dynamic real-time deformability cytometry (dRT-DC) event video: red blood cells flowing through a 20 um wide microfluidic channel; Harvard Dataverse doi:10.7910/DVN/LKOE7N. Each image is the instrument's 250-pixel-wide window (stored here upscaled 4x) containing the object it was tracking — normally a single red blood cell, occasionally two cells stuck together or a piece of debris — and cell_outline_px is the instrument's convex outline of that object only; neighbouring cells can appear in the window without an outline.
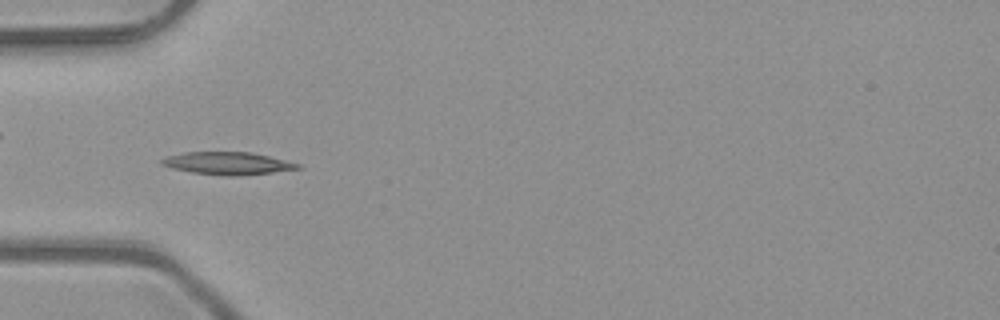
{"species": "common noctule bat (a hibernating species)", "species_latin": "Nyctalus noctula", "temperature_condition": "room temperature", "stored_images_in_passage": 5, "camera_frame_rate_fps": 3000, "um_per_image_px": 0.085, "animal": {"sex": "male", "body_mass_g": 23.1, "forearm_length_mm": 52.7}, "frame": {"image": 1, "passage_image": 2, "time_ms": 0.333, "image_size_px": [1000, 320], "cell_outline_px": [[304, 168], [272, 172], [232, 176], [228, 176], [192, 172], [172, 168], [160, 164], [160, 160], [168, 156], [184, 152], [252, 152], [300, 164]], "centroid_in_image_um": [19.34, 13.87], "position_along_channel_um": 65.7, "area_um2": 17.69}}
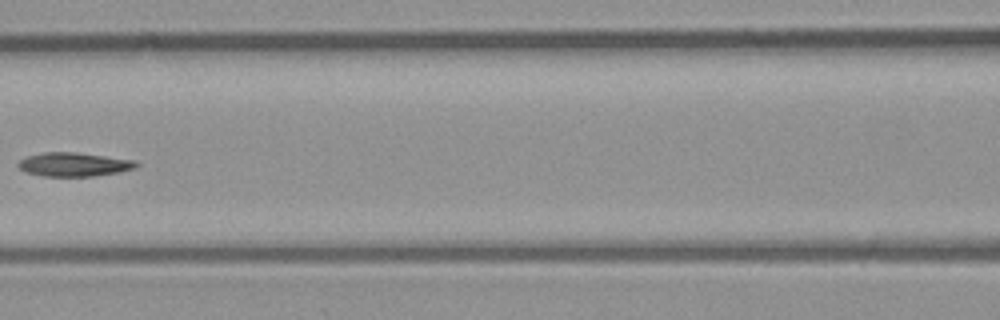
{"frame": {"image": 2, "passage_image": 4, "time_ms": 1.0, "image_size_px": [1000, 320], "cell_outline_px": [[140, 164], [136, 168], [120, 172], [92, 176], [44, 176], [24, 172], [16, 164], [20, 160], [28, 156], [44, 152], [76, 152], [136, 160]], "centroid_in_image_um": [6.31, 13.97], "position_along_channel_um": 160.3, "area_um2": 16.47}}
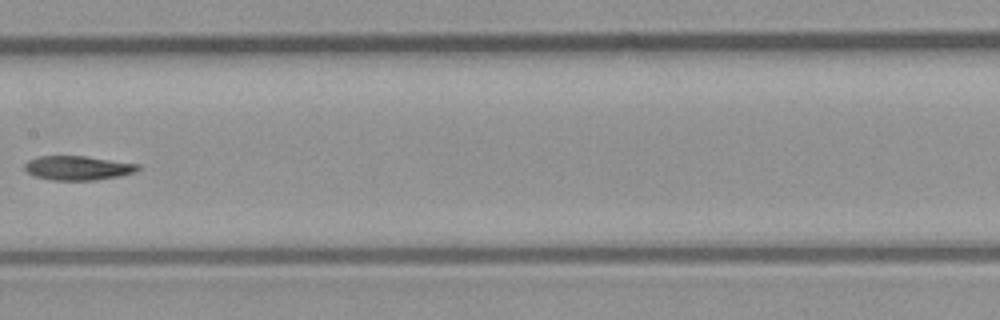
{"frame": {"image": 3, "passage_image": 5, "time_ms": 1.333, "image_size_px": [1000, 320], "cell_outline_px": [[140, 168], [136, 172], [120, 176], [96, 180], [52, 180], [32, 176], [24, 168], [24, 164], [28, 160], [36, 156], [84, 156], [140, 164]], "centroid_in_image_um": [6.6, 14.28], "position_along_channel_um": 200.8, "area_um2": 16.13}}